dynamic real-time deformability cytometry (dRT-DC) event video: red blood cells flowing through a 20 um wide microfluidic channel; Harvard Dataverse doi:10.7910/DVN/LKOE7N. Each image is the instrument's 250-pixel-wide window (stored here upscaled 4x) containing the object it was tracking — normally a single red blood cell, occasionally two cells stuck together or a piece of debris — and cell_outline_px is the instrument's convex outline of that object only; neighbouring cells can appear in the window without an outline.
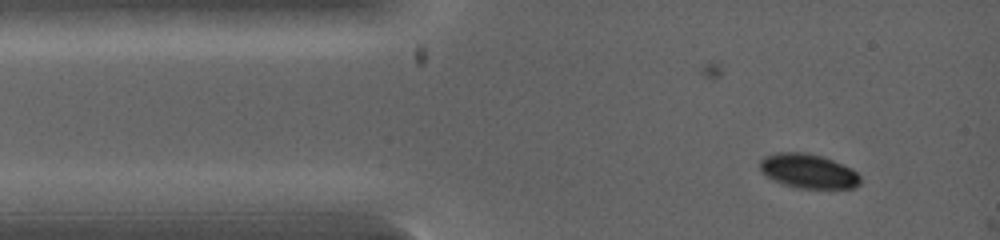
{"species": "common noctule bat (a hibernating species)", "species_latin": "Nyctalus noctula", "temperature_condition": "warm", "stored_images_in_passage": 3, "camera_frame_rate_fps": 5000, "um_per_image_px": 0.085, "animal": {"sex": "female", "body_mass_g": 19.0, "forearm_length_mm": 53.3}, "frame": {"image": 1, "passage_image": 2, "time_ms": 1.0, "image_size_px": [1000, 240], "cell_outline_px": [[860, 184], [856, 188], [796, 188], [784, 184], [768, 176], [760, 168], [760, 160], [764, 156], [776, 152], [808, 152], [824, 156], [852, 168], [860, 176]], "centroid_in_image_um": [68.74, 14.53], "position_along_channel_um": 16.3, "area_um2": 20.17}}